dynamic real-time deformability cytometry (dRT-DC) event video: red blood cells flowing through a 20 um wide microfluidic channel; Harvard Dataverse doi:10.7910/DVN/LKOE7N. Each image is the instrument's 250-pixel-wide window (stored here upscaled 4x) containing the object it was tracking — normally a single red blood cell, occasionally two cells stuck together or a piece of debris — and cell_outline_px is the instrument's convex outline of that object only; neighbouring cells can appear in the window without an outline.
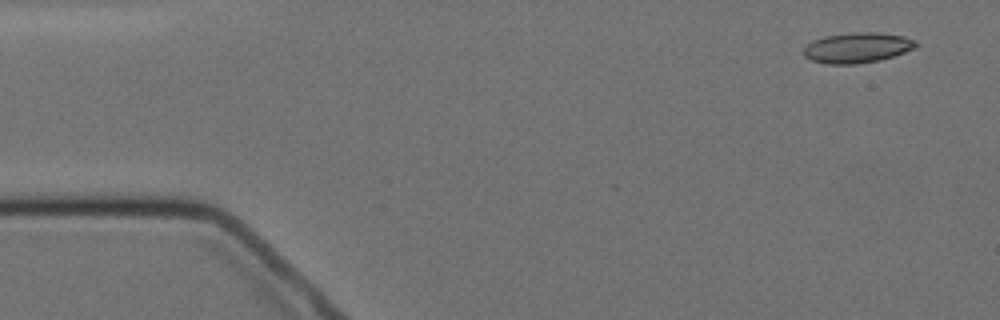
{"species": "Egyptian fruit bat (a non-hibernating species)", "species_latin": "Rousettus aegyptiacus", "temperature_condition": "cold", "stored_images_in_passage": 3, "camera_frame_rate_fps": 3000, "um_per_image_px": 0.085, "animal": {"sex": "female"}, "frame": {"image": 1, "passage_image": 1, "time_ms": 0.0, "image_size_px": [1000, 320], "cell_outline_px": [[920, 44], [916, 48], [880, 60], [856, 64], [828, 64], [812, 60], [804, 56], [804, 48], [812, 40], [824, 36], [852, 32], [876, 32], [904, 36], [916, 40]], "centroid_in_image_um": [72.89, 4.04], "position_along_channel_um": 12.1, "area_um2": 19.94}}